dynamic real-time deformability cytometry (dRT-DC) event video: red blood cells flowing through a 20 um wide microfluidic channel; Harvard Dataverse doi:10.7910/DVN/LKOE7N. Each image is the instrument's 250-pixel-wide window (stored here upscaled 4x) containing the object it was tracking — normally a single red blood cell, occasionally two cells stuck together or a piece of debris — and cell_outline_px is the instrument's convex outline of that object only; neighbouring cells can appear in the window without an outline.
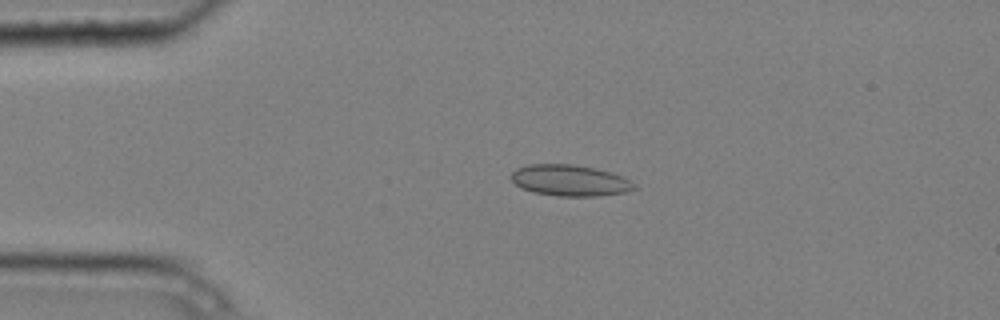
{"species": "common noctule bat (a hibernating species)", "species_latin": "Nyctalus noctula", "temperature_condition": "cold", "stored_images_in_passage": 4, "camera_frame_rate_fps": 3000, "um_per_image_px": 0.085, "animal": {"sex": "male", "body_mass_g": 20.4}, "frame": {"image": 1, "passage_image": 3, "time_ms": 0.667, "image_size_px": [1000, 320], "cell_outline_px": [[636, 188], [624, 192], [600, 196], [556, 196], [532, 192], [520, 188], [508, 176], [516, 168], [528, 164], [572, 164], [596, 168], [612, 172], [636, 184]], "centroid_in_image_um": [48.39, 15.33], "position_along_channel_um": 36.6, "area_um2": 22.54}}